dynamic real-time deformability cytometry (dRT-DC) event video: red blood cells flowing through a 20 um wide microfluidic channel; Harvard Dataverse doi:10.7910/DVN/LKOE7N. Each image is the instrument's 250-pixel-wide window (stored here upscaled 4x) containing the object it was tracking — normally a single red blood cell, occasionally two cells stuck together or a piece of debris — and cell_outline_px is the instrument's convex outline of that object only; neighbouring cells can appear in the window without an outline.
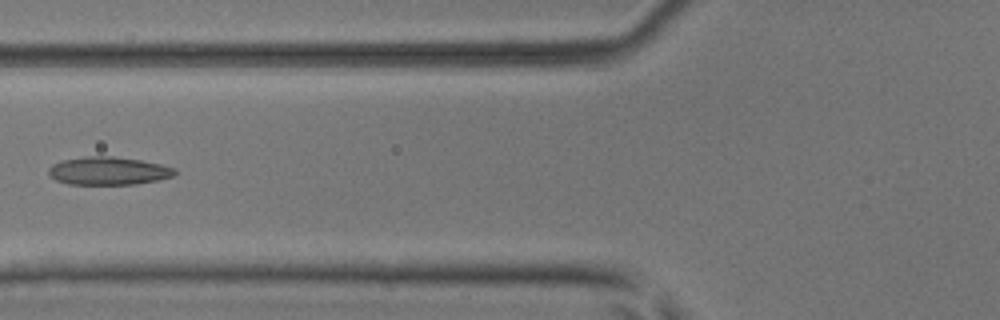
{"species": "common noctule bat (a hibernating species)", "species_latin": "Nyctalus noctula", "temperature_condition": "room temperature", "stored_images_in_passage": 6, "camera_frame_rate_fps": 3000, "um_per_image_px": 0.085, "animal": {"sex": "male", "body_mass_g": 17.9, "forearm_length_mm": 54.2}, "frame": {"image": 1, "passage_image": 6, "time_ms": 1.667, "image_size_px": [1000, 320], "cell_outline_px": [[176, 172], [172, 176], [156, 180], [136, 184], [68, 184], [56, 180], [48, 172], [48, 168], [52, 164], [64, 160], [84, 156], [112, 156], [140, 160], [160, 164], [176, 168]], "centroid_in_image_um": [9.2, 14.52], "position_along_channel_um": 116.6, "area_um2": 20.46}}